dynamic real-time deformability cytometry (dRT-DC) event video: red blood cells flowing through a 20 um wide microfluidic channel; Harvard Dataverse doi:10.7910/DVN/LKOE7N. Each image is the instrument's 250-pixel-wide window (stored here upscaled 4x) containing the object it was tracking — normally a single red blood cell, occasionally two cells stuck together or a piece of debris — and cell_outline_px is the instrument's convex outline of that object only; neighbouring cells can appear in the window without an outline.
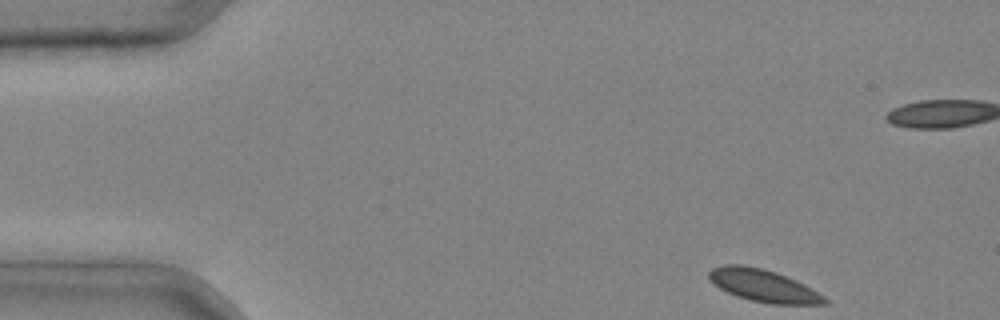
{"species": "common noctule bat (a hibernating species)", "species_latin": "Nyctalus noctula", "temperature_condition": "cold", "stored_images_in_passage": 4, "camera_frame_rate_fps": 3000, "um_per_image_px": 0.085, "animal": {"sex": "male", "body_mass_g": 20.4}, "frame": {"image": 1, "passage_image": 1, "time_ms": 0.0, "image_size_px": [1000, 320], "cell_outline_px": [[828, 304], [772, 304], [752, 300], [736, 296], [720, 288], [708, 276], [708, 272], [712, 268], [724, 264], [740, 264], [764, 268], [776, 272], [804, 284], [812, 288], [824, 296], [828, 300]], "centroid_in_image_um": [64.91, 24.27], "position_along_channel_um": 20.1, "area_um2": 21.68}}